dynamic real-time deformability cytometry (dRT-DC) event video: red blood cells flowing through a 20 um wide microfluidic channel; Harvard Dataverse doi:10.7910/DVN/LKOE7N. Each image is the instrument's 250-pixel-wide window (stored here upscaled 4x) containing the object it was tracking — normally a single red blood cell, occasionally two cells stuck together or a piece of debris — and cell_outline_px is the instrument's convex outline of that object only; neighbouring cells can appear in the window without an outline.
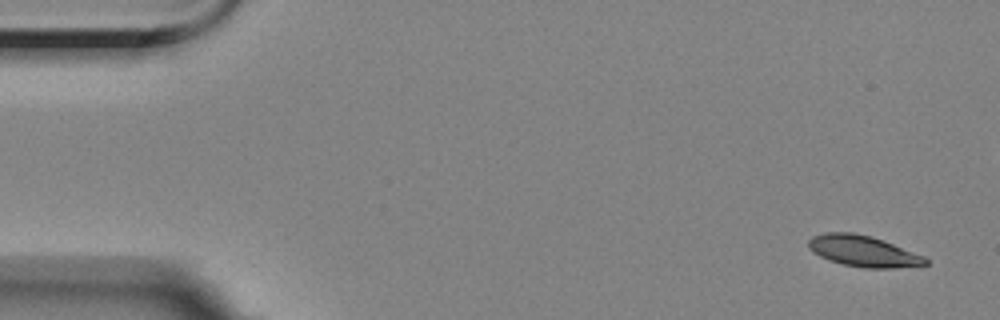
{"species": "Egyptian fruit bat (a non-hibernating species)", "species_latin": "Rousettus aegyptiacus", "temperature_condition": "room temperature", "stored_images_in_passage": 7, "camera_frame_rate_fps": 3000, "um_per_image_px": 0.085, "animal": {"sex": "female"}, "frame": {"image": 1, "passage_image": 1, "time_ms": 0.0, "image_size_px": [1000, 320], "cell_outline_px": [[928, 264], [892, 268], [864, 268], [844, 264], [828, 260], [812, 252], [808, 248], [808, 240], [812, 236], [824, 232], [852, 232], [872, 236], [924, 256], [928, 260]], "centroid_in_image_um": [73.33, 21.33], "position_along_channel_um": 11.7, "area_um2": 21.15}}
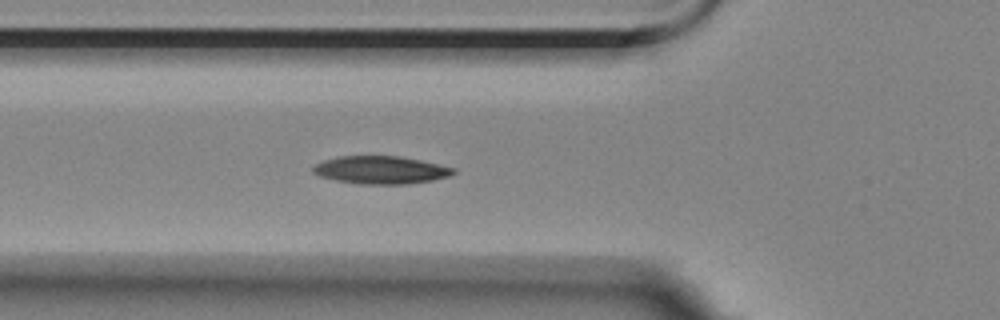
{"frame": {"image": 2, "passage_image": 6, "time_ms": 5.667, "image_size_px": [1000, 320], "cell_outline_px": [[456, 172], [452, 176], [432, 180], [408, 184], [356, 184], [336, 180], [320, 176], [312, 172], [312, 168], [316, 164], [324, 160], [336, 156], [400, 156], [420, 160], [456, 168]], "centroid_in_image_um": [32.38, 14.45], "position_along_channel_um": 93.4, "area_um2": 22.89}}